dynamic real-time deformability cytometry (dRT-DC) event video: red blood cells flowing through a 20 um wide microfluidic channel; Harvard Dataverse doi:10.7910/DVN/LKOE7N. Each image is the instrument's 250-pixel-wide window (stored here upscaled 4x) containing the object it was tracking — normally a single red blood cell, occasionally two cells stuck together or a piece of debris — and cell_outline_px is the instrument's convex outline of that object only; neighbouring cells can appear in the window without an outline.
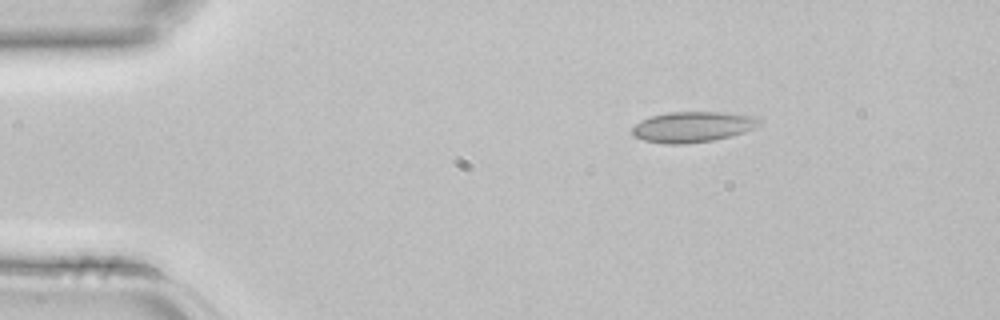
{"species": "common noctule bat (a hibernating species)", "species_latin": "Nyctalus noctula", "temperature_condition": "room temperature", "stored_images_in_passage": 3, "camera_frame_rate_fps": 3000, "um_per_image_px": 0.085, "animal": {"sex": "female", "body_mass_g": 22.7, "forearm_length_mm": 54.2}, "frame": {"image": 1, "passage_image": 1, "time_ms": 0.0, "image_size_px": [1000, 320], "cell_outline_px": [[760, 124], [744, 132], [712, 140], [684, 144], [664, 144], [644, 140], [636, 136], [632, 132], [632, 128], [640, 120], [652, 116], [668, 112], [724, 112], [752, 116], [760, 120]], "centroid_in_image_um": [58.84, 10.78], "position_along_channel_um": 26.2, "area_um2": 22.37}}
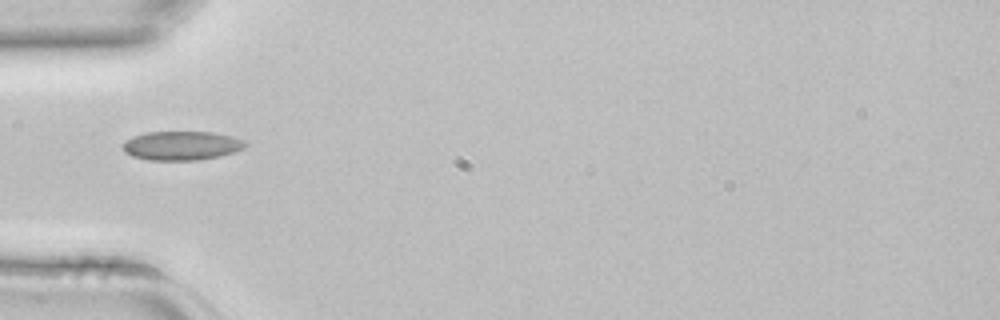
{"frame": {"image": 2, "passage_image": 3, "time_ms": 0.667, "image_size_px": [1000, 320], "cell_outline_px": [[248, 144], [244, 148], [220, 156], [196, 160], [148, 160], [132, 156], [124, 152], [124, 144], [128, 140], [144, 132], [212, 132], [232, 136], [244, 140]], "centroid_in_image_um": [15.47, 12.38], "position_along_channel_um": 69.5, "area_um2": 20.52}}